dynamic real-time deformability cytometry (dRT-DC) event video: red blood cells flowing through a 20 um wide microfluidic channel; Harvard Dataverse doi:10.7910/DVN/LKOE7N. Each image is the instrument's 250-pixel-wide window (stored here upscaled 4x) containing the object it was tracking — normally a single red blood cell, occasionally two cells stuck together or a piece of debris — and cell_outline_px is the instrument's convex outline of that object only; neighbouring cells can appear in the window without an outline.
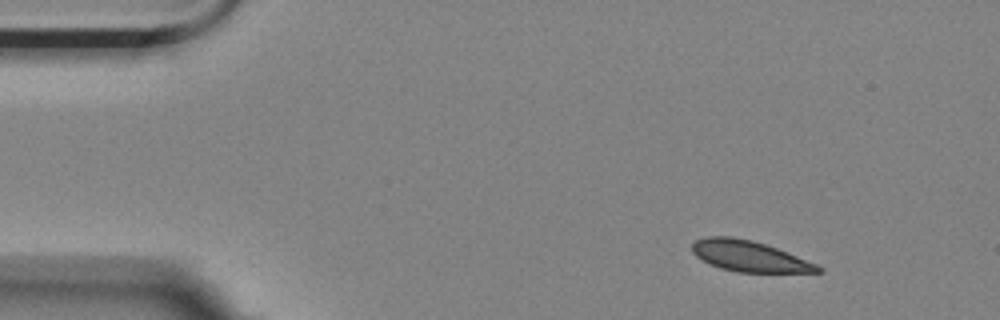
{"species": "Egyptian fruit bat (a non-hibernating species)", "species_latin": "Rousettus aegyptiacus", "temperature_condition": "room temperature", "stored_images_in_passage": 7, "camera_frame_rate_fps": 3000, "um_per_image_px": 0.085, "animal": {"sex": "female"}, "frame": {"image": 1, "passage_image": 1, "time_ms": 0.0, "image_size_px": [1000, 320], "cell_outline_px": [[824, 272], [736, 272], [720, 268], [696, 256], [692, 252], [692, 244], [696, 240], [708, 236], [732, 236], [752, 240], [776, 248], [816, 264], [824, 268]], "centroid_in_image_um": [63.68, 21.77], "position_along_channel_um": 21.3, "area_um2": 22.31}}
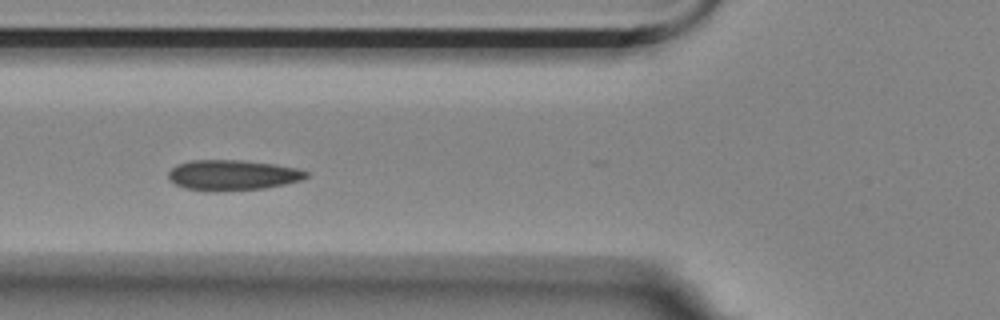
{"frame": {"image": 2, "passage_image": 5, "time_ms": 1.333, "image_size_px": [1000, 320], "cell_outline_px": [[308, 176], [300, 180], [284, 184], [264, 188], [216, 192], [208, 192], [184, 188], [168, 180], [168, 172], [176, 164], [192, 160], [240, 160], [272, 164], [300, 168], [308, 172]], "centroid_in_image_um": [19.72, 14.89], "position_along_channel_um": 106.1, "area_um2": 24.62}}
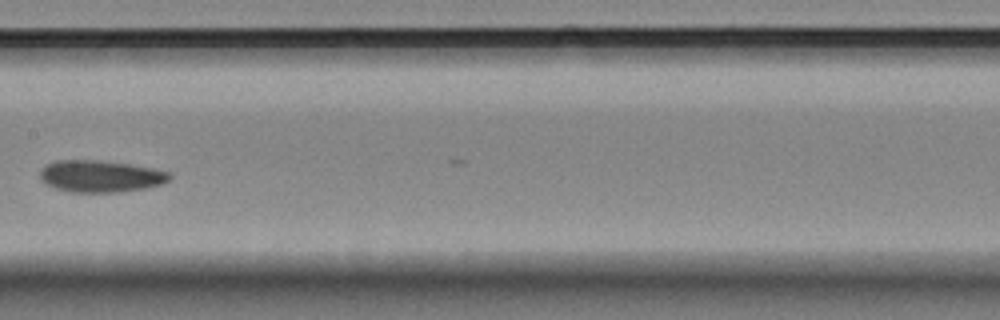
{"frame": {"image": 3, "passage_image": 7, "time_ms": 2.0, "image_size_px": [1000, 320], "cell_outline_px": [[172, 176], [168, 180], [160, 184], [144, 188], [120, 192], [68, 192], [44, 184], [40, 176], [40, 168], [52, 160], [96, 160], [128, 164], [152, 168], [168, 172]], "centroid_in_image_um": [8.47, 14.98], "position_along_channel_um": 198.9, "area_um2": 24.04}}